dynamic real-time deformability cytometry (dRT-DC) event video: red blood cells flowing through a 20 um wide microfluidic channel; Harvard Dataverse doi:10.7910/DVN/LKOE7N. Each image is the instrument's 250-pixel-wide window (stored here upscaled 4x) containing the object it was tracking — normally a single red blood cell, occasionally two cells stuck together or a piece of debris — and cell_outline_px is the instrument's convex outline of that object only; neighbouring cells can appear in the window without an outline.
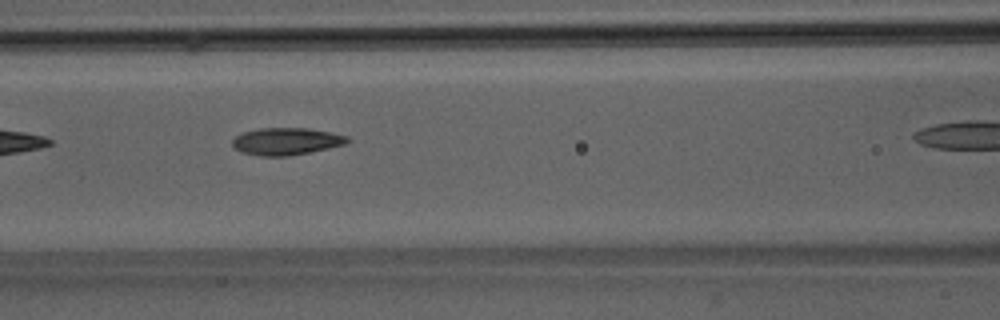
{"species": "Egyptian fruit bat (a non-hibernating species)", "species_latin": "Rousettus aegyptiacus", "temperature_condition": "room temperature", "stored_images_in_passage": 7, "camera_frame_rate_fps": 3000, "um_per_image_px": 0.085, "animal": {"sex": "male"}, "frame": {"image": 1, "passage_image": 4, "time_ms": 3.667, "image_size_px": [1000, 320], "cell_outline_px": [[348, 140], [344, 144], [328, 148], [288, 156], [260, 156], [240, 152], [232, 144], [232, 140], [236, 136], [244, 132], [260, 128], [308, 128], [348, 136]], "centroid_in_image_um": [24.29, 12.01], "position_along_channel_um": 142.3, "area_um2": 17.98}}